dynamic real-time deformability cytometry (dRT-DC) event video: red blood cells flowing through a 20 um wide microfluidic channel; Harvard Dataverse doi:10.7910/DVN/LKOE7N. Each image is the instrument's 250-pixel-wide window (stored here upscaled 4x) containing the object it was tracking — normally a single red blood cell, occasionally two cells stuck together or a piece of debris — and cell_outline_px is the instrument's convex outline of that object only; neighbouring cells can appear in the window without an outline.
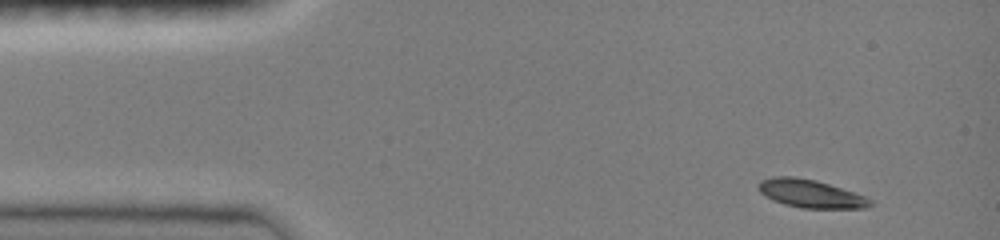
{"species": "common noctule bat (a hibernating species)", "species_latin": "Nyctalus noctula", "temperature_condition": "room temperature", "stored_images_in_passage": 5, "camera_frame_rate_fps": 3000, "um_per_image_px": 0.085, "animal": {"sex": "female", "body_mass_g": 19.0, "forearm_length_mm": 51.5}, "frame": {"image": 1, "passage_image": 1, "time_ms": 0.0, "image_size_px": [1000, 240], "cell_outline_px": [[872, 204], [868, 208], [800, 208], [784, 204], [772, 200], [760, 192], [756, 188], [760, 180], [772, 176], [792, 176], [816, 180], [864, 196], [872, 200]], "centroid_in_image_um": [68.84, 16.46], "position_along_channel_um": 16.2, "area_um2": 18.26}}
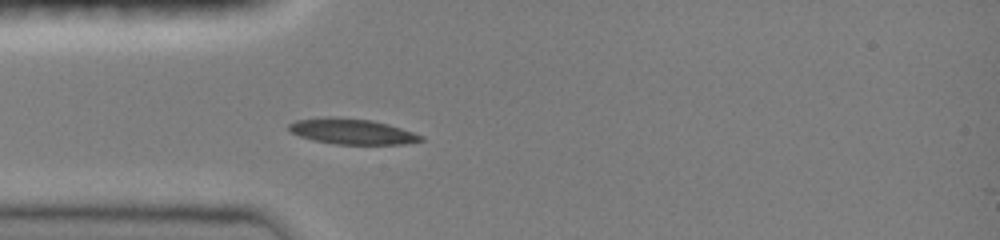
{"frame": {"image": 2, "passage_image": 5, "time_ms": 1.333, "image_size_px": [1000, 240], "cell_outline_px": [[424, 140], [404, 144], [336, 144], [312, 140], [288, 132], [288, 124], [296, 120], [324, 116], [340, 116], [372, 120], [388, 124], [424, 136]], "centroid_in_image_um": [29.86, 11.16], "position_along_channel_um": 55.1, "area_um2": 19.94}}